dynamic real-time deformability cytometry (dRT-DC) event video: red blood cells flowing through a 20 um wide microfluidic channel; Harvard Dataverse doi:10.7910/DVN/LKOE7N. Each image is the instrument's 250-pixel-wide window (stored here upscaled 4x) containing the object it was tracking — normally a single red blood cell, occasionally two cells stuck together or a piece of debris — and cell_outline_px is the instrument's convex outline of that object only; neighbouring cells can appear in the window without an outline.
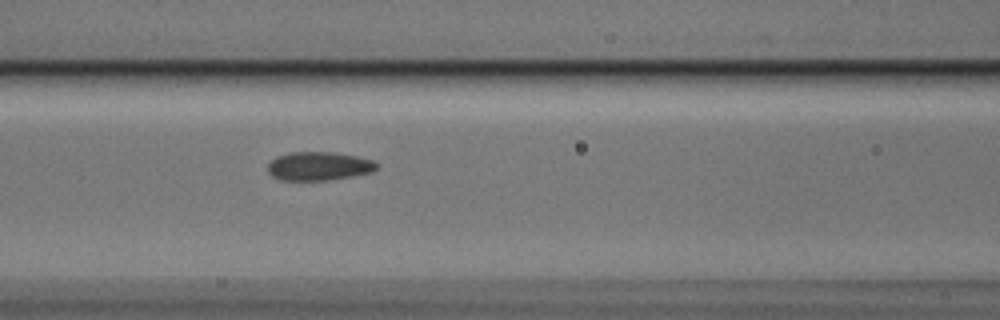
{"species": "Egyptian fruit bat (a non-hibernating species)", "species_latin": "Rousettus aegyptiacus", "temperature_condition": "cold", "stored_images_in_passage": 4, "camera_frame_rate_fps": 3000, "um_per_image_px": 0.085, "animal": {"sex": "male"}, "frame": {"image": 1, "passage_image": 4, "time_ms": 1.0, "image_size_px": [1000, 320], "cell_outline_px": [[376, 168], [372, 172], [352, 176], [328, 180], [280, 180], [272, 176], [268, 172], [268, 164], [276, 156], [292, 152], [332, 152], [356, 156], [376, 160]], "centroid_in_image_um": [27.09, 14.12], "position_along_channel_um": 139.5, "area_um2": 18.15}}